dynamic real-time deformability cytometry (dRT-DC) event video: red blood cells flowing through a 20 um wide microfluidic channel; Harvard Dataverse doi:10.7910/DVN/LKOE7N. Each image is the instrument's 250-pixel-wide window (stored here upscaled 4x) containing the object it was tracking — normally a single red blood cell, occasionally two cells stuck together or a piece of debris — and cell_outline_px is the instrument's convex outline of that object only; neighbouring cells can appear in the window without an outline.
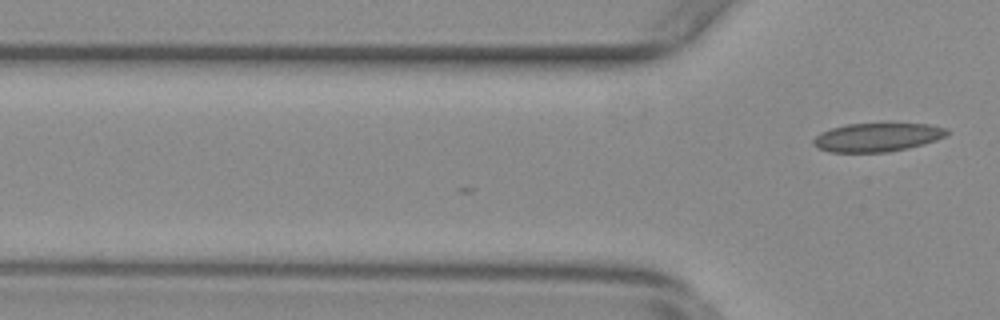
{"species": "common noctule bat (a hibernating species)", "species_latin": "Nyctalus noctula", "temperature_condition": "warm", "stored_images_in_passage": 3, "camera_frame_rate_fps": 3000, "um_per_image_px": 0.085, "animal": {"sex": "female", "body_mass_g": 29.2, "forearm_length_mm": 56.3}, "frame": {"image": 1, "passage_image": 3, "time_ms": 0.667, "image_size_px": [1000, 320], "cell_outline_px": [[948, 132], [944, 136], [936, 140], [924, 144], [908, 148], [888, 152], [828, 152], [816, 148], [812, 144], [812, 140], [820, 132], [832, 128], [848, 124], [888, 120], [928, 124], [948, 128]], "centroid_in_image_um": [74.57, 11.62], "position_along_channel_um": 51.2, "area_um2": 23.41}}